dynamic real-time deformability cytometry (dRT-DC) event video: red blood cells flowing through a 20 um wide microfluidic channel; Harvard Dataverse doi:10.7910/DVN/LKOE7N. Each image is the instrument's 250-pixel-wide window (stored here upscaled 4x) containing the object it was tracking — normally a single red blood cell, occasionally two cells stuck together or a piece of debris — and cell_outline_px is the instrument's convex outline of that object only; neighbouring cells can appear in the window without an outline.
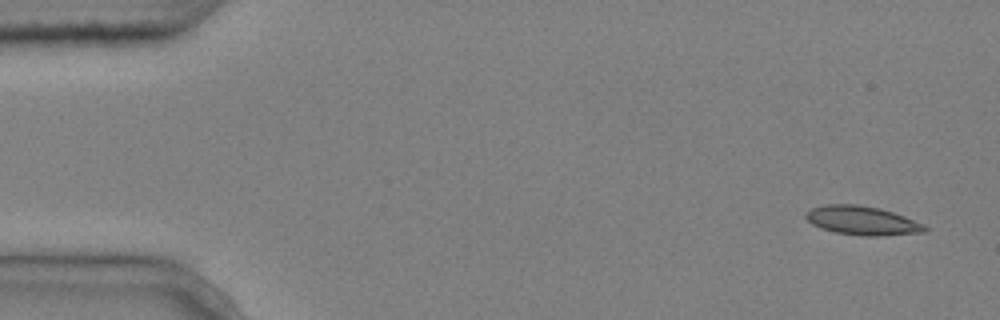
{"species": "common noctule bat (a hibernating species)", "species_latin": "Nyctalus noctula", "temperature_condition": "cold", "stored_images_in_passage": 4, "camera_frame_rate_fps": 3000, "um_per_image_px": 0.085, "animal": {"sex": "male", "body_mass_g": 20.4}, "frame": {"image": 1, "passage_image": 1, "time_ms": 0.0, "image_size_px": [1000, 320], "cell_outline_px": [[928, 228], [924, 232], [880, 236], [864, 236], [836, 232], [820, 228], [812, 224], [804, 216], [804, 212], [812, 208], [828, 204], [856, 204], [880, 208], [904, 216], [924, 224]], "centroid_in_image_um": [73.27, 18.74], "position_along_channel_um": 11.7, "area_um2": 20.0}}
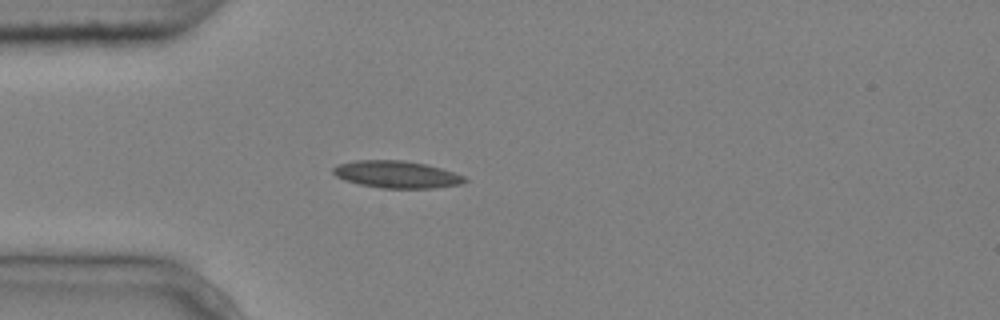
{"frame": {"image": 2, "passage_image": 4, "time_ms": 1.0, "image_size_px": [1000, 320], "cell_outline_px": [[468, 180], [460, 184], [436, 188], [380, 188], [360, 184], [344, 180], [336, 176], [332, 172], [332, 168], [336, 164], [356, 160], [404, 160], [424, 164], [440, 168], [464, 176]], "centroid_in_image_um": [33.67, 14.82], "position_along_channel_um": 51.3, "area_um2": 20.81}}